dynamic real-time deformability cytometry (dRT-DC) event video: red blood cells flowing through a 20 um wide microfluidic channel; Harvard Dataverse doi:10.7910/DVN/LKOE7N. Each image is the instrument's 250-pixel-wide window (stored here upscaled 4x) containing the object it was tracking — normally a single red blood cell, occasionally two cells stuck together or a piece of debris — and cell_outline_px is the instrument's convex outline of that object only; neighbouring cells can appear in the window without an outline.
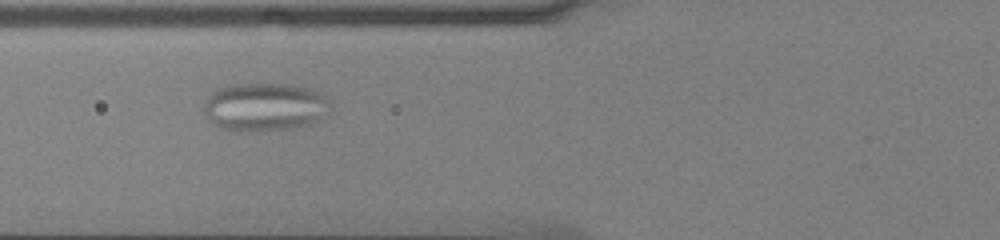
{"species": "common noctule bat (a hibernating species)", "species_latin": "Nyctalus noctula", "temperature_condition": "cold", "stored_images_in_passage": 38, "camera_frame_rate_fps": 3000, "um_per_image_px": 0.085, "animal": {"sex": "male", "body_mass_g": 13.0, "forearm_length_mm": 53.1}, "frame": {"image": 1, "passage_image": 6, "time_ms": 1.667, "image_size_px": [1000, 240], "cell_outline_px": [[328, 104], [320, 120], [308, 124], [292, 128], [220, 128], [204, 112], [204, 104], [208, 96], [212, 92], [220, 88], [232, 84], [292, 84], [308, 88], [320, 92], [328, 100]], "centroid_in_image_um": [22.51, 9.02], "position_along_channel_um": 103.3, "area_um2": 34.1}}
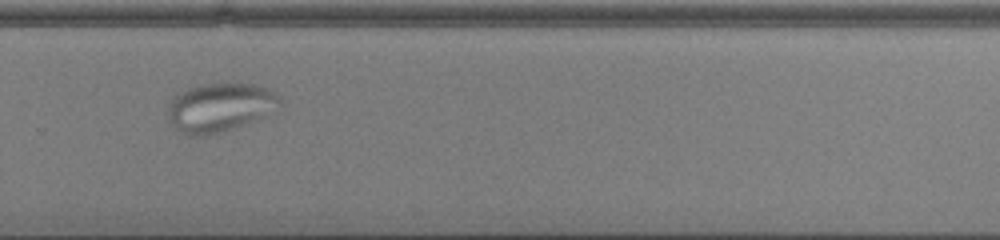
{"frame": {"image": 2, "passage_image": 22, "time_ms": 7.0, "image_size_px": [1000, 240], "cell_outline_px": [[280, 104], [264, 116], [220, 132], [200, 136], [192, 136], [176, 128], [168, 116], [168, 108], [172, 100], [180, 92], [188, 88], [204, 84], [252, 84], [264, 88], [272, 92], [280, 100]], "centroid_in_image_um": [18.65, 9.12], "position_along_channel_um": 311.1, "area_um2": 30.63}}
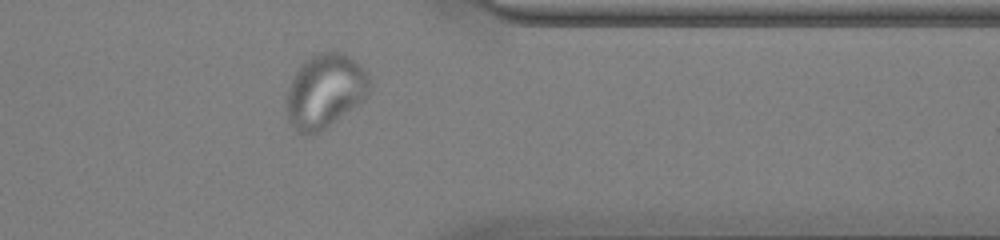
{"frame": {"image": 3, "passage_image": 28, "time_ms": 9.0, "image_size_px": [1000, 240], "cell_outline_px": [[368, 92], [356, 104], [320, 132], [296, 132], [288, 124], [284, 112], [288, 88], [300, 64], [304, 60], [320, 52], [340, 52], [348, 56], [360, 64], [364, 68], [368, 76]], "centroid_in_image_um": [27.54, 7.73], "position_along_channel_um": 383.9, "area_um2": 35.32}}